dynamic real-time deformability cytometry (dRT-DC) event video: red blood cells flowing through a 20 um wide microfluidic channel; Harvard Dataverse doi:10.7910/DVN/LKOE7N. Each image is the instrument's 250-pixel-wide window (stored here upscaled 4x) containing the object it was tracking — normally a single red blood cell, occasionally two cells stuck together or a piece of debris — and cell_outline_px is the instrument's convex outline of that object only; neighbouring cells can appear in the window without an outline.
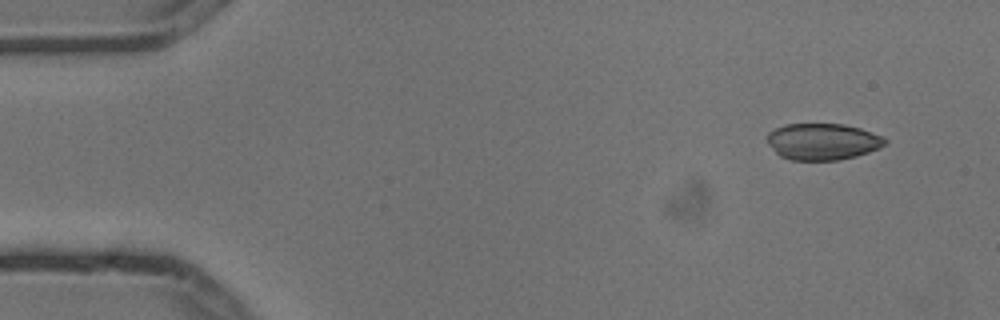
{"species": "common noctule bat (a hibernating species)", "species_latin": "Nyctalus noctula", "temperature_condition": "cold", "stored_images_in_passage": 5, "camera_frame_rate_fps": 3000, "um_per_image_px": 0.085, "animal": {"sex": "male", "body_mass_g": 13.3}, "frame": {"image": 1, "passage_image": 1, "time_ms": 0.0, "image_size_px": [1000, 320], "cell_outline_px": [[888, 140], [880, 148], [856, 156], [836, 160], [792, 160], [780, 156], [768, 144], [768, 132], [784, 124], [844, 124], [860, 128], [880, 136]], "centroid_in_image_um": [69.91, 12.03], "position_along_channel_um": 15.1, "area_um2": 24.91}}
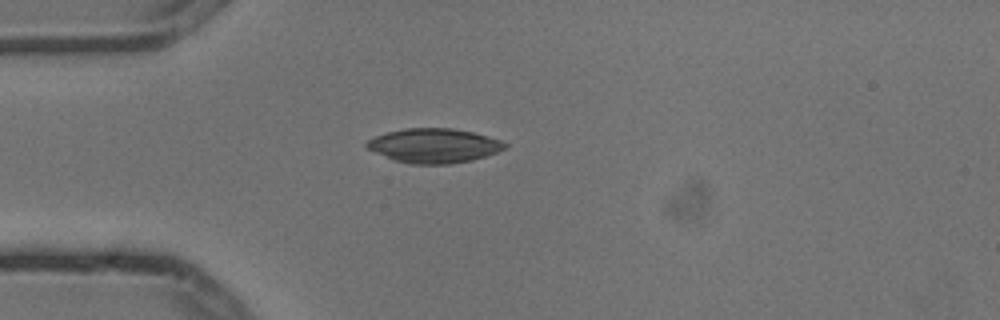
{"frame": {"image": 2, "passage_image": 3, "time_ms": 0.667, "image_size_px": [1000, 320], "cell_outline_px": [[508, 144], [504, 148], [496, 152], [472, 160], [448, 164], [412, 164], [396, 160], [368, 148], [364, 144], [368, 140], [376, 136], [388, 132], [408, 128], [452, 128], [472, 132], [500, 140]], "centroid_in_image_um": [36.9, 12.37], "position_along_channel_um": 48.1, "area_um2": 27.11}}
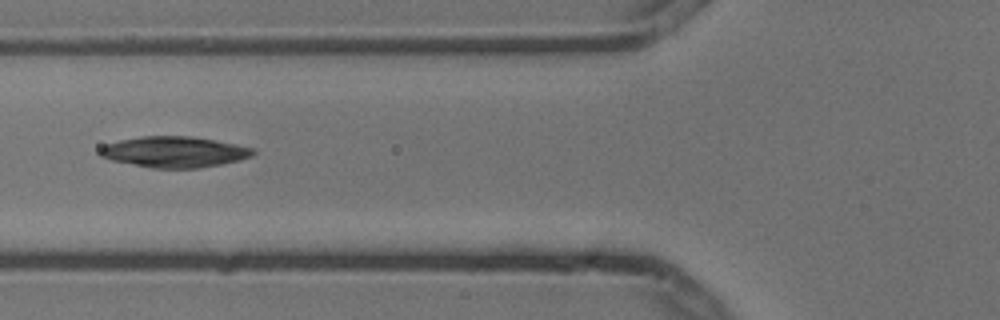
{"frame": {"image": 3, "passage_image": 5, "time_ms": 1.333, "image_size_px": [1000, 320], "cell_outline_px": [[256, 152], [252, 156], [240, 160], [220, 164], [196, 168], [152, 168], [112, 160], [100, 156], [96, 152], [104, 144], [120, 140], [140, 136], [192, 136], [236, 144], [252, 148]], "centroid_in_image_um": [14.78, 12.91], "position_along_channel_um": 111.0, "area_um2": 27.57}}